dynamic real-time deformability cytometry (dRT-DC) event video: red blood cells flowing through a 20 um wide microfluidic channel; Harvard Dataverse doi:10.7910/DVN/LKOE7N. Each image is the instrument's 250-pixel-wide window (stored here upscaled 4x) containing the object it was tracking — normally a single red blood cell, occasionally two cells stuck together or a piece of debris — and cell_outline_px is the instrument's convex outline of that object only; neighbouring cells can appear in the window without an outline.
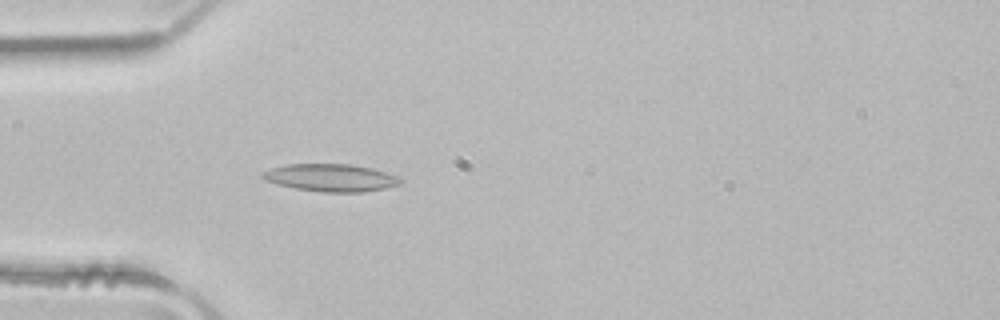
{"species": "common noctule bat (a hibernating species)", "species_latin": "Nyctalus noctula", "temperature_condition": "room temperature", "stored_images_in_passage": 4, "camera_frame_rate_fps": 3000, "um_per_image_px": 0.085, "animal": {"sex": "male", "body_mass_g": 21.5, "forearm_length_mm": 52.0}, "frame": {"image": 1, "passage_image": 4, "time_ms": 1.0, "image_size_px": [1000, 320], "cell_outline_px": [[404, 180], [400, 184], [384, 188], [364, 192], [320, 192], [296, 188], [264, 180], [260, 176], [260, 172], [284, 164], [352, 164], [372, 168], [396, 176]], "centroid_in_image_um": [28.1, 15.1], "position_along_channel_um": 56.9, "area_um2": 22.08}}